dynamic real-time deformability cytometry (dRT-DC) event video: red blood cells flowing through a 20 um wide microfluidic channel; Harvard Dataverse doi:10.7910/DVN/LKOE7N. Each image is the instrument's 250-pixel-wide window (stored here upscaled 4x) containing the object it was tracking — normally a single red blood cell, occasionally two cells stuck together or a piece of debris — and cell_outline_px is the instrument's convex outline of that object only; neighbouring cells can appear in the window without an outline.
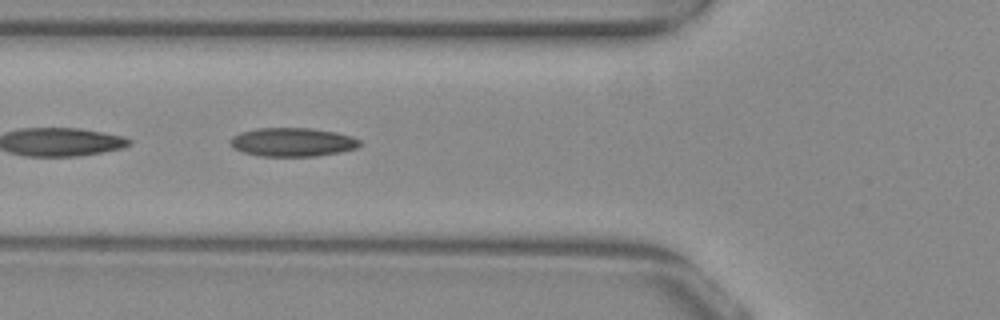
{"species": "common noctule bat (a hibernating species)", "species_latin": "Nyctalus noctula", "temperature_condition": "warm", "stored_images_in_passage": 51, "camera_frame_rate_fps": 3000, "um_per_image_px": 0.085, "animal": {"sex": "female", "body_mass_g": 29.2, "forearm_length_mm": 56.3}, "frame": {"image": 1, "passage_image": 19, "time_ms": 6.0, "image_size_px": [1000, 320], "cell_outline_px": [[360, 144], [356, 148], [340, 152], [316, 156], [260, 156], [244, 152], [232, 148], [228, 140], [232, 136], [240, 132], [256, 128], [312, 128], [336, 132], [352, 136], [360, 140]], "centroid_in_image_um": [24.83, 12.07], "position_along_channel_um": 101.0, "area_um2": 21.79}}
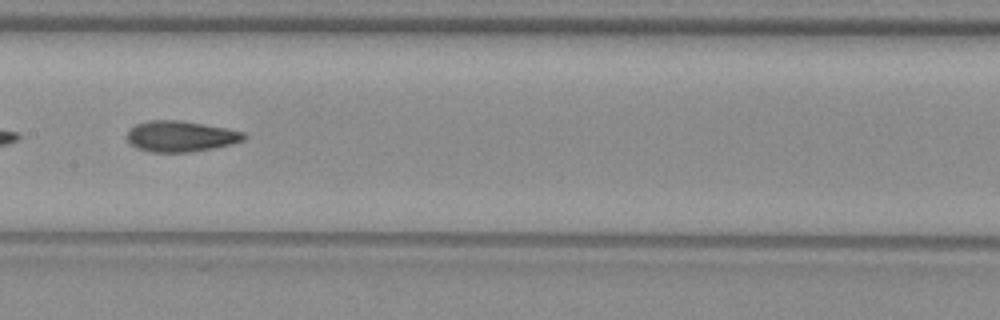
{"frame": {"image": 2, "passage_image": 26, "time_ms": 8.333, "image_size_px": [1000, 320], "cell_outline_px": [[248, 136], [244, 140], [232, 144], [212, 148], [188, 152], [152, 152], [136, 148], [124, 136], [128, 128], [136, 124], [148, 120], [180, 120], [228, 128], [244, 132]], "centroid_in_image_um": [15.33, 11.57], "position_along_channel_um": 192.1, "area_um2": 21.27}}
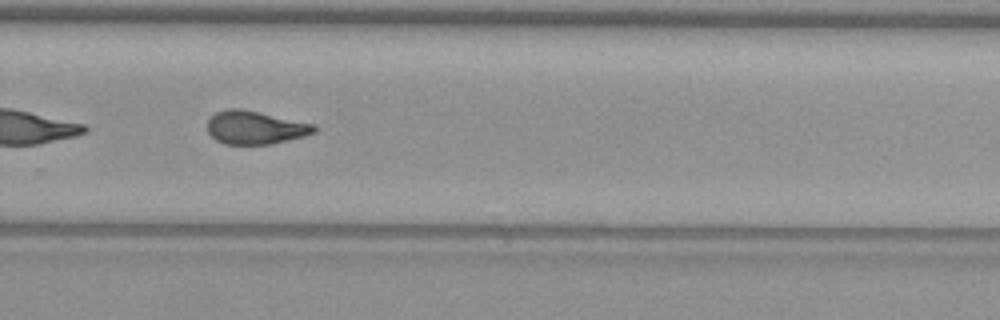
{"frame": {"image": 3, "passage_image": 35, "time_ms": 11.333, "image_size_px": [1000, 320], "cell_outline_px": [[316, 132], [304, 136], [272, 144], [224, 144], [216, 140], [208, 132], [208, 120], [216, 112], [228, 108], [240, 108], [316, 124]], "centroid_in_image_um": [21.7, 10.84], "position_along_channel_um": 308.1, "area_um2": 20.69}, "authors_computed_cell_mechanics": {"area_um2": 21.2126, "velocity_mm_per_s": 3.892, "shape_relaxation_time_tau1_ms": null, "shape_relaxation_time_tau2_ms": 2.9527, "deformation_change_tau1": null, "deformation_change_tau2": 0.1046}}